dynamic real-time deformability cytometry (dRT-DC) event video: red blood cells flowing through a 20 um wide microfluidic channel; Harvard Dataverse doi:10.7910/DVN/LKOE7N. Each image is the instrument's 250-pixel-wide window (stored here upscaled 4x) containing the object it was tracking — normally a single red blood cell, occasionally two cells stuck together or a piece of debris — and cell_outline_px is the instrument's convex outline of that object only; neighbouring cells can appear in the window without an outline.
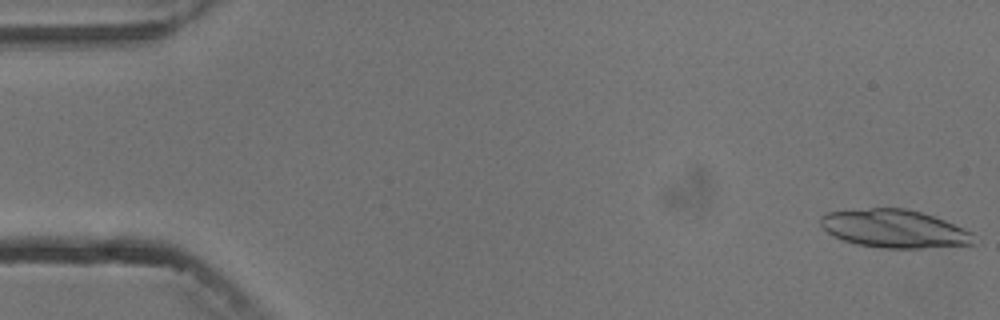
{"species": "common noctule bat (a hibernating species)", "species_latin": "Nyctalus noctula", "temperature_condition": "cold", "stored_images_in_passage": 6, "camera_frame_rate_fps": 3000, "um_per_image_px": 0.085, "animal": {"sex": "male", "body_mass_g": 13.3}, "frame": {"image": 1, "passage_image": 1, "time_ms": 0.0, "image_size_px": [1000, 320], "cell_outline_px": [[976, 244], [924, 248], [880, 248], [856, 244], [844, 240], [828, 232], [820, 224], [820, 216], [828, 212], [872, 208], [904, 208], [920, 212], [944, 220], [972, 232]], "centroid_in_image_um": [76.03, 19.45], "position_along_channel_um": 9.0, "area_um2": 33.81}}
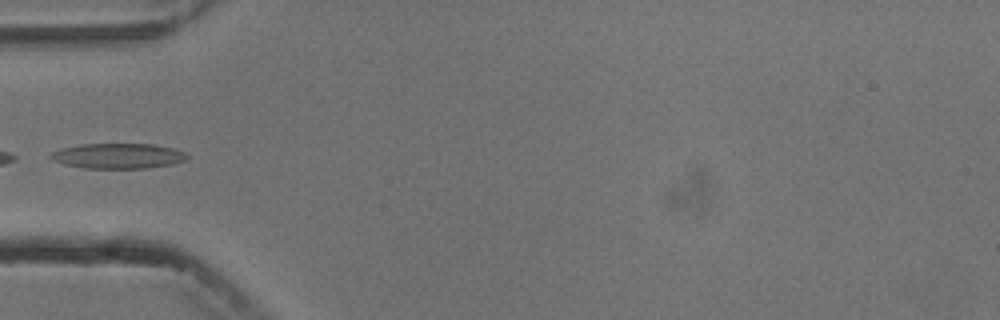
{"frame": {"image": 2, "passage_image": 5, "time_ms": 5.667, "image_size_px": [1000, 320], "cell_outline_px": [[188, 160], [172, 164], [144, 168], [84, 168], [64, 164], [52, 160], [48, 156], [52, 152], [60, 148], [80, 144], [156, 144], [172, 148], [184, 152], [188, 156]], "centroid_in_image_um": [10.02, 13.25], "position_along_channel_um": 75.0, "area_um2": 20.11}}
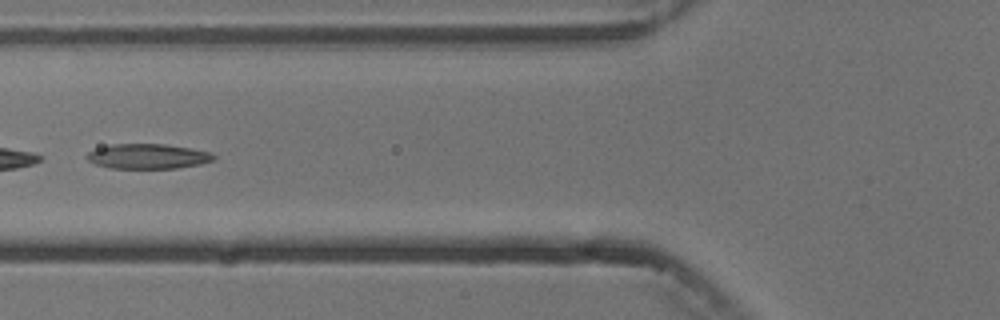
{"frame": {"image": 3, "passage_image": 6, "time_ms": 6.667, "image_size_px": [1000, 320], "cell_outline_px": [[216, 160], [200, 164], [176, 168], [108, 168], [96, 164], [88, 160], [84, 156], [88, 152], [96, 148], [112, 144], [164, 144], [192, 148], [212, 152], [216, 156]], "centroid_in_image_um": [12.59, 13.28], "position_along_channel_um": 113.2, "area_um2": 18.61}}